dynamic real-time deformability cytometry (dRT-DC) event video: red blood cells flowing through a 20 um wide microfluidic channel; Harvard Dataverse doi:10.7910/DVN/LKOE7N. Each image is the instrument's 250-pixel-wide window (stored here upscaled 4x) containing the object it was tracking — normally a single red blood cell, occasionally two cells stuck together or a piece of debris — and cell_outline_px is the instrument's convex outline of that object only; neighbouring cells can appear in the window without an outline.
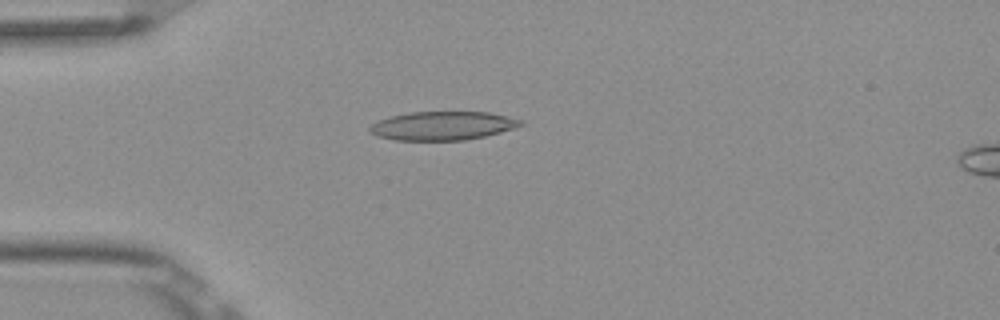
{"species": "Egyptian fruit bat (a non-hibernating species)", "species_latin": "Rousettus aegyptiacus", "temperature_condition": "room temperature", "stored_images_in_passage": 5, "segment_of_instrument_passage": [1, 2], "camera_frame_rate_fps": 3000, "um_per_image_px": 0.085, "frame": {"image": 1, "passage_image": 4, "time_ms": 1.0, "image_size_px": [1000, 320], "cell_outline_px": [[524, 124], [500, 132], [484, 136], [464, 140], [396, 140], [376, 136], [368, 128], [372, 124], [380, 120], [392, 116], [408, 112], [488, 112], [524, 120]], "centroid_in_image_um": [37.63, 10.69], "position_along_channel_um": 47.4, "area_um2": 24.97}}